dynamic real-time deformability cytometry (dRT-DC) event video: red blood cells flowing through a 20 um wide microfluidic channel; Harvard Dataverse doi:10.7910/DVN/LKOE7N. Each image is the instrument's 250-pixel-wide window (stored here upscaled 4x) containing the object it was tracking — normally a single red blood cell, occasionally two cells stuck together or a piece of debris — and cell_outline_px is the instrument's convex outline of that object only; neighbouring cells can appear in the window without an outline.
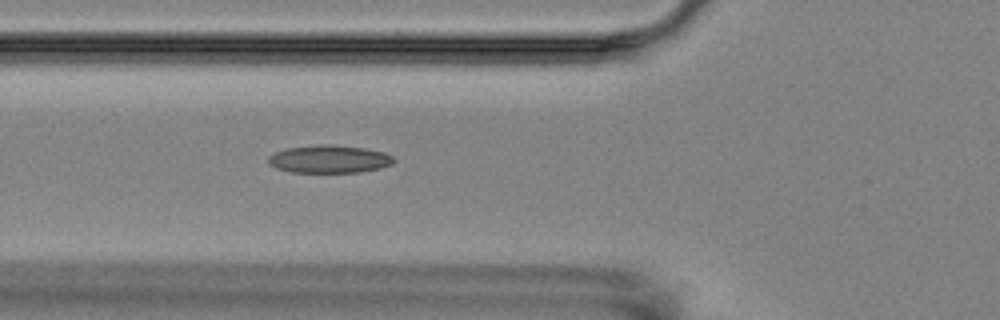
{"species": "Egyptian fruit bat (a non-hibernating species)", "species_latin": "Rousettus aegyptiacus", "temperature_condition": "room temperature", "stored_images_in_passage": 2, "camera_frame_rate_fps": 3000, "um_per_image_px": 0.085, "animal": {"sex": "female"}, "frame": {"image": 1, "passage_image": 2, "time_ms": 1.0, "image_size_px": [1000, 320], "cell_outline_px": [[396, 160], [392, 164], [380, 168], [360, 172], [288, 172], [276, 168], [268, 164], [268, 156], [276, 152], [288, 148], [316, 144], [328, 144], [364, 148], [384, 152], [392, 156]], "centroid_in_image_um": [27.98, 13.52], "position_along_channel_um": 97.8, "area_um2": 20.4}}